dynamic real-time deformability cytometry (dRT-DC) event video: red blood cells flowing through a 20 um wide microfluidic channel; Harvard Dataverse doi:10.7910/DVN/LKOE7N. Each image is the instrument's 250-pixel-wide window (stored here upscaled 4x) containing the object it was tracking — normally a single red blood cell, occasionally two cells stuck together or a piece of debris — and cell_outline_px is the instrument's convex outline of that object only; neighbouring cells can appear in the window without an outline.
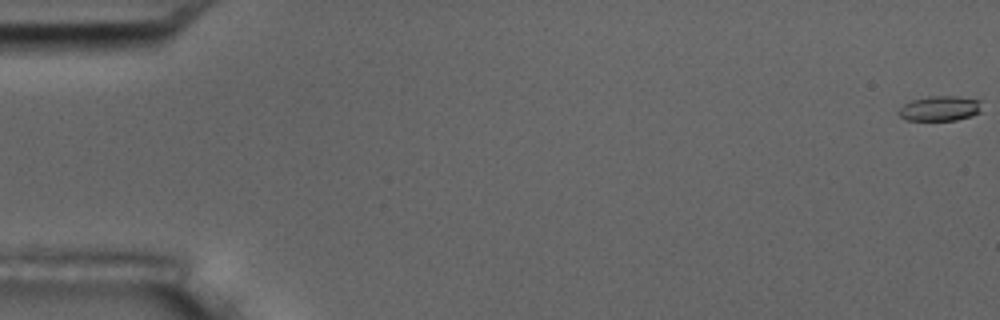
{"species": "common noctule bat (a hibernating species)", "species_latin": "Nyctalus noctula", "temperature_condition": "room temperature", "stored_images_in_passage": 8, "camera_frame_rate_fps": 3000, "um_per_image_px": 0.085, "animal": {"sex": "male", "body_mass_g": 17.5, "forearm_length_mm": 52.3}, "frame": {"image": 1, "passage_image": 1, "time_ms": 0.0, "image_size_px": [1000, 320], "cell_outline_px": [[980, 112], [972, 116], [956, 120], [904, 120], [896, 112], [904, 104], [912, 100], [928, 96], [956, 96], [980, 100]], "centroid_in_image_um": [79.87, 9.22], "position_along_channel_um": 5.1, "area_um2": 12.14}}